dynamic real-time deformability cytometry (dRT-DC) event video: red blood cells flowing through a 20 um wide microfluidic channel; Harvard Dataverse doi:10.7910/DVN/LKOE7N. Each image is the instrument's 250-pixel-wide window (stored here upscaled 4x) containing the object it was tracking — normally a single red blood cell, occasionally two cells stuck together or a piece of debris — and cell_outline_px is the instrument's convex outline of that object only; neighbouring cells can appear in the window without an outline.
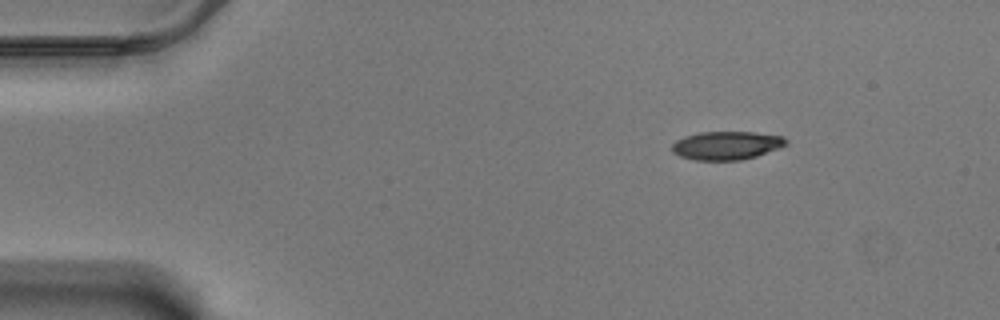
{"species": "Egyptian fruit bat (a non-hibernating species)", "species_latin": "Rousettus aegyptiacus", "temperature_condition": "warm", "stored_images_in_passage": 51, "camera_frame_rate_fps": 3000, "um_per_image_px": 0.085, "animal": {"sex": "male"}, "frame": {"image": 1, "passage_image": 1, "time_ms": 0.0, "image_size_px": [1000, 320], "cell_outline_px": [[788, 144], [756, 156], [740, 160], [696, 160], [680, 156], [672, 152], [672, 144], [676, 140], [684, 136], [700, 132], [752, 132], [784, 136], [788, 140]], "centroid_in_image_um": [61.75, 12.36], "position_along_channel_um": 23.3, "area_um2": 18.84}}
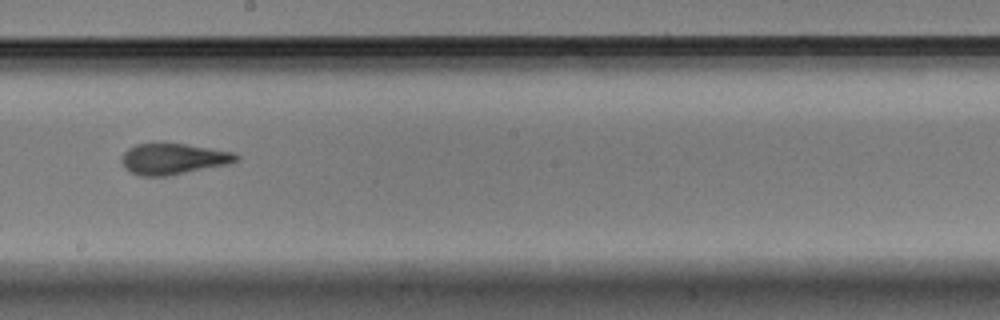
{"frame": {"image": 2, "passage_image": 26, "time_ms": 8.333, "image_size_px": [1000, 320], "cell_outline_px": [[240, 160], [228, 164], [168, 176], [140, 176], [128, 172], [124, 168], [120, 160], [124, 152], [128, 148], [136, 144], [184, 144], [236, 152], [240, 156]], "centroid_in_image_um": [14.73, 13.52], "position_along_channel_um": 233.5, "area_um2": 20.81}}
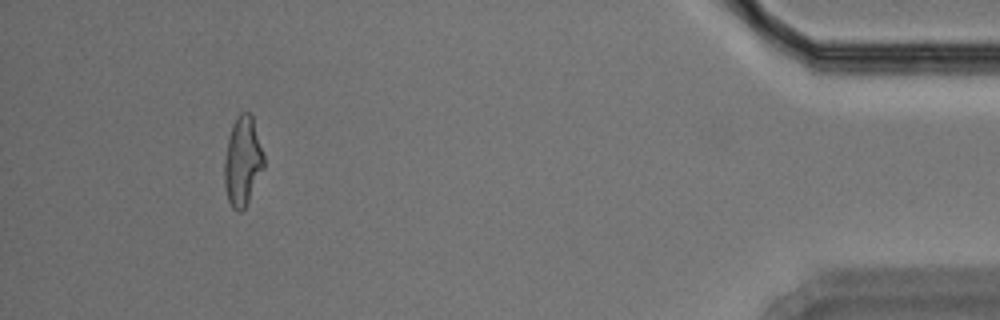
{"frame": {"image": 3, "passage_image": 47, "time_ms": 15.333, "image_size_px": [1000, 320], "cell_outline_px": [[264, 168], [244, 208], [240, 212], [236, 212], [232, 208], [228, 200], [224, 184], [224, 160], [228, 140], [232, 124], [236, 116], [240, 112], [252, 112], [264, 156]], "centroid_in_image_um": [20.62, 13.67], "position_along_channel_um": 414.6, "area_um2": 20.63}, "authors_computed_cell_mechanics": {"area_um2": 20.6346, "velocity_mm_per_s": 3.4752, "shape_relaxation_time_tau1_ms": 6.05, "shape_relaxation_time_tau2_ms": 1.9326, "deformation_change_tau1": 0.1911, "deformation_change_tau2": 0.0933}}